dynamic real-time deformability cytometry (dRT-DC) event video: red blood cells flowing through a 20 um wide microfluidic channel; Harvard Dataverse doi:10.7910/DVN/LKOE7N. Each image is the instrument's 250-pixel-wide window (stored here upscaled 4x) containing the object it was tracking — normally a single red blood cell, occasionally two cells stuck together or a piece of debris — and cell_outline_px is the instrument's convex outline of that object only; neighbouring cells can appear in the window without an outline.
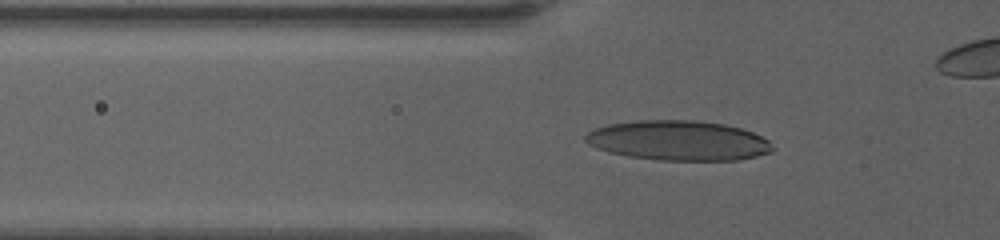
{"species": "human", "species_latin": "Homo sapiens", "temperature_condition": "warm", "stored_images_in_passage": 38, "camera_frame_rate_fps": 3000, "um_per_image_px": 0.085, "donor": {"sex": "female"}, "frame": {"image": 1, "passage_image": 5, "time_ms": 1.333, "image_size_px": [1000, 240], "cell_outline_px": [[772, 152], [756, 156], [736, 160], [660, 160], [628, 156], [608, 152], [596, 148], [588, 144], [584, 140], [584, 136], [588, 132], [596, 128], [608, 124], [636, 120], [696, 120], [724, 124], [740, 128], [752, 132], [768, 140], [772, 148]], "centroid_in_image_um": [57.62, 11.94], "position_along_channel_um": 68.2, "area_um2": 43.41}}
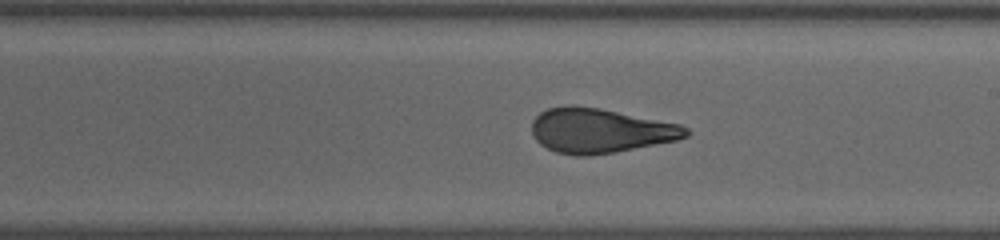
{"frame": {"image": 2, "passage_image": 20, "time_ms": 6.333, "image_size_px": [1000, 240], "cell_outline_px": [[692, 132], [688, 136], [676, 140], [616, 152], [588, 156], [576, 156], [556, 152], [540, 144], [532, 136], [532, 120], [540, 112], [548, 108], [572, 104], [600, 108], [680, 124], [688, 128]], "centroid_in_image_um": [50.99, 11.1], "position_along_channel_um": 238.0, "area_um2": 40.29}}
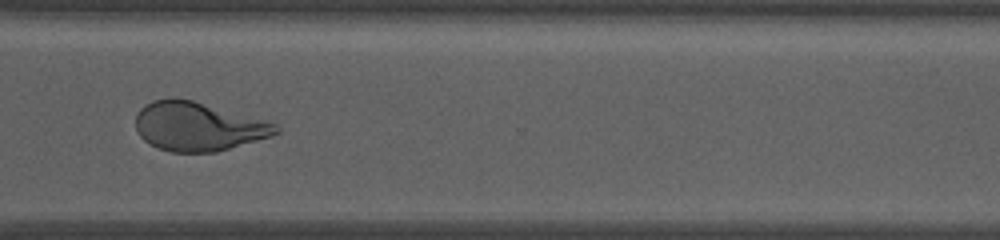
{"frame": {"image": 3, "passage_image": 30, "time_ms": 9.667, "image_size_px": [1000, 240], "cell_outline_px": [[280, 132], [272, 136], [216, 152], [172, 152], [156, 148], [144, 140], [140, 136], [136, 128], [136, 112], [144, 104], [152, 100], [192, 100], [276, 124], [280, 128]], "centroid_in_image_um": [16.81, 10.78], "position_along_channel_um": 353.8, "area_um2": 39.3}}